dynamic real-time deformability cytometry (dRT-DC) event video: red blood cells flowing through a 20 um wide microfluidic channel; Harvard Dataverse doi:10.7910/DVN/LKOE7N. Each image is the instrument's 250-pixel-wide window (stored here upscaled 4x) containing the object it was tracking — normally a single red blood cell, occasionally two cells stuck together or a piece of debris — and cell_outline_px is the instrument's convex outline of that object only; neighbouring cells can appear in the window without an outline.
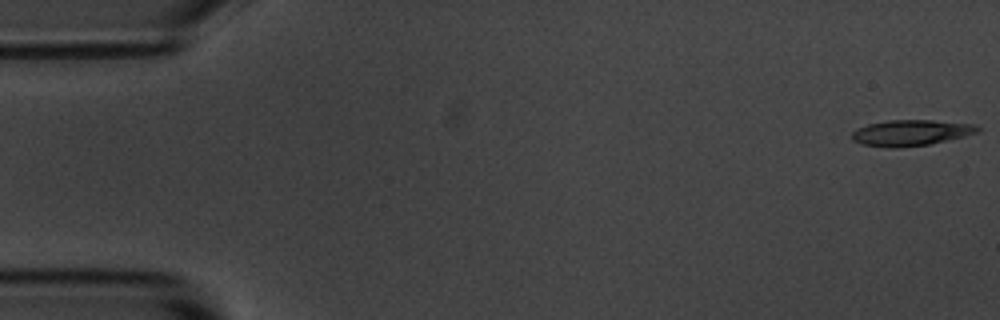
{"species": "common noctule bat (a hibernating species)", "species_latin": "Nyctalus noctula", "temperature_condition": "room temperature", "stored_images_in_passage": 7, "camera_frame_rate_fps": 3000, "um_per_image_px": 0.085, "animal": {"sex": "male", "body_mass_g": 20.1, "forearm_length_mm": 53.5}, "frame": {"image": 1, "passage_image": 1, "time_ms": 0.0, "image_size_px": [1000, 320], "cell_outline_px": [[980, 132], [964, 136], [928, 144], [896, 148], [888, 148], [860, 144], [852, 140], [852, 132], [856, 128], [868, 124], [888, 120], [932, 120], [972, 124], [980, 128]], "centroid_in_image_um": [77.38, 11.29], "position_along_channel_um": 7.6, "area_um2": 18.96}}
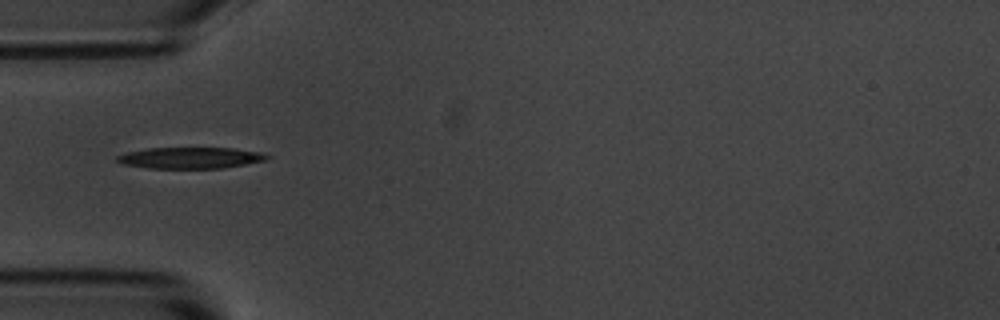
{"frame": {"image": 2, "passage_image": 5, "time_ms": 5.333, "image_size_px": [1000, 320], "cell_outline_px": [[268, 156], [264, 160], [224, 168], [148, 168], [120, 164], [116, 160], [116, 156], [128, 152], [148, 148], [232, 148], [260, 152]], "centroid_in_image_um": [16.1, 13.42], "position_along_channel_um": 68.9, "area_um2": 18.38}}
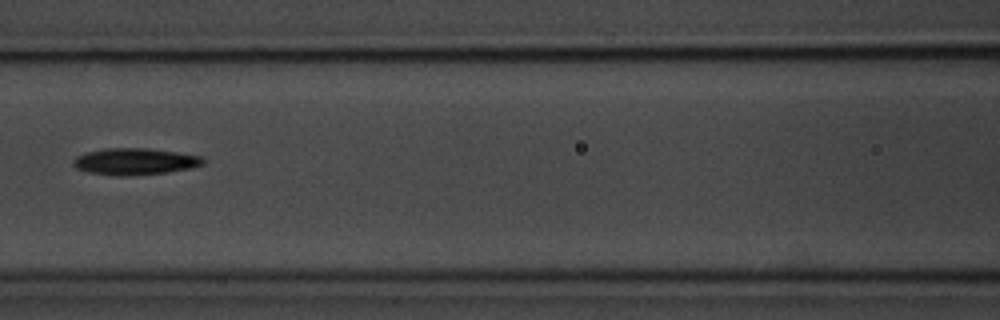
{"frame": {"image": 3, "passage_image": 7, "time_ms": 7.667, "image_size_px": [1000, 320], "cell_outline_px": [[204, 164], [192, 168], [168, 172], [128, 176], [116, 176], [88, 172], [76, 168], [72, 164], [72, 160], [76, 156], [88, 152], [104, 148], [148, 148], [204, 156]], "centroid_in_image_um": [11.48, 13.73], "position_along_channel_um": 155.1, "area_um2": 20.35}}